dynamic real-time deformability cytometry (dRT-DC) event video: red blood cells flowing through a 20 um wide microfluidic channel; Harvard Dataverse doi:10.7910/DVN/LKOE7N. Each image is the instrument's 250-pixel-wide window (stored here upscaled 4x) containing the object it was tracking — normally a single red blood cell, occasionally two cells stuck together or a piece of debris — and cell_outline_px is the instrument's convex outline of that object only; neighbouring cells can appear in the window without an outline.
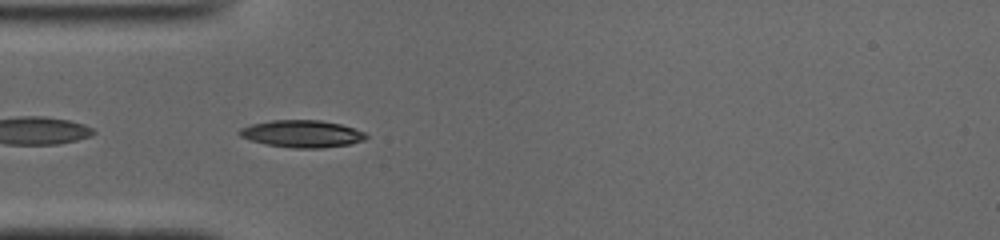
{"species": "common noctule bat (a hibernating species)", "species_latin": "Nyctalus noctula", "temperature_condition": "cold", "stored_images_in_passage": 38, "camera_frame_rate_fps": 3000, "um_per_image_px": 0.085, "animal": {"sex": "male", "body_mass_g": 19.0, "forearm_length_mm": 50.8}, "frame": {"image": 1, "passage_image": 2, "time_ms": 0.333, "image_size_px": [1000, 240], "cell_outline_px": [[368, 136], [364, 140], [348, 144], [320, 148], [292, 148], [268, 144], [252, 140], [240, 136], [236, 132], [240, 128], [252, 124], [272, 120], [320, 120], [340, 124], [364, 132]], "centroid_in_image_um": [25.65, 11.36], "position_along_channel_um": 59.3, "area_um2": 19.83}}
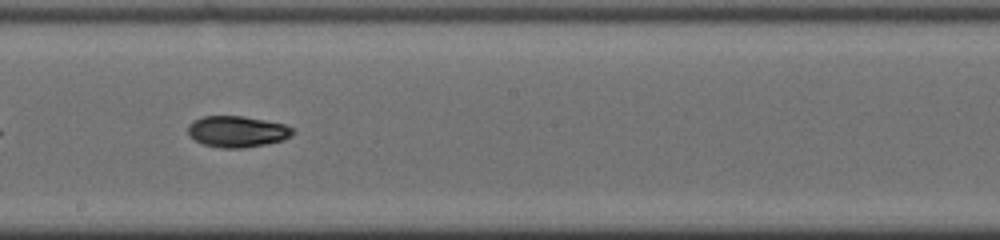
{"frame": {"image": 2, "passage_image": 15, "time_ms": 4.667, "image_size_px": [1000, 240], "cell_outline_px": [[296, 132], [292, 136], [284, 140], [268, 144], [244, 148], [220, 148], [204, 144], [188, 136], [188, 124], [192, 120], [204, 116], [244, 116], [284, 124], [296, 128]], "centroid_in_image_um": [20.2, 11.18], "position_along_channel_um": 228.0, "area_um2": 19.42}}
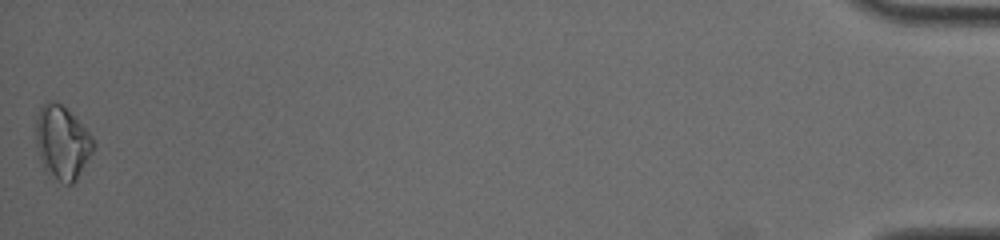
{"frame": {"image": 3, "passage_image": 38, "time_ms": 12.333, "image_size_px": [1000, 240], "cell_outline_px": [[96, 144], [92, 152], [76, 180], [72, 184], [64, 184], [48, 172], [44, 168], [36, 144], [36, 116], [40, 108], [48, 100], [56, 100], [92, 136]], "centroid_in_image_um": [5.28, 12.11], "position_along_channel_um": 429.9, "area_um2": 24.1}, "authors_computed_cell_mechanics": {"area_um2": 19.074, "velocity_mm_per_s": 3.9438, "shape_relaxation_time_tau1_ms": 3.0239, "shape_relaxation_time_tau2_ms": 9.1268, "deformation_change_tau1": 0.1459, "deformation_change_tau2": 0.1492}}